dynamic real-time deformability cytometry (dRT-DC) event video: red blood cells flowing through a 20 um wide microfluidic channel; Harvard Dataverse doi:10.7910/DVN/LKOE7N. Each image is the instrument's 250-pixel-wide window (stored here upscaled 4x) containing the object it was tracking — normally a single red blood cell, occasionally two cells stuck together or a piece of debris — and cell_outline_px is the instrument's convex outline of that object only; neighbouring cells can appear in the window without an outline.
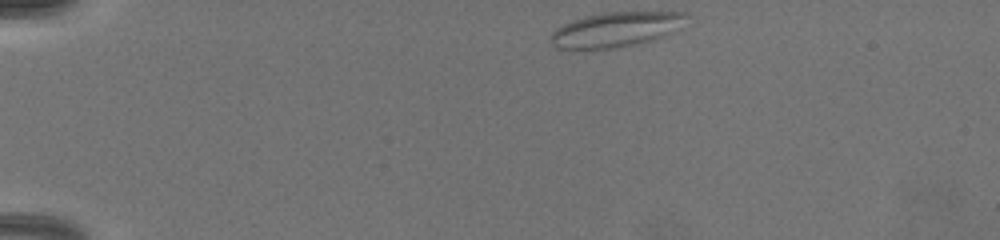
{"species": "common noctule bat (a hibernating species)", "species_latin": "Nyctalus noctula", "temperature_condition": "warm", "stored_images_in_passage": 62, "camera_frame_rate_fps": 3000, "um_per_image_px": 0.085, "animal": {"sex": "female", "body_mass_g": 19.5, "forearm_length_mm": 54.1}, "frame": {"image": 1, "passage_image": 1, "time_ms": 0.0, "image_size_px": [1000, 240], "cell_outline_px": [[684, 16], [656, 36], [648, 40], [608, 48], [556, 48], [548, 40], [548, 36], [556, 28], [572, 20], [584, 16], [604, 12], [684, 12]], "centroid_in_image_um": [52.02, 2.49], "position_along_channel_um": 33.0, "area_um2": 25.61}}
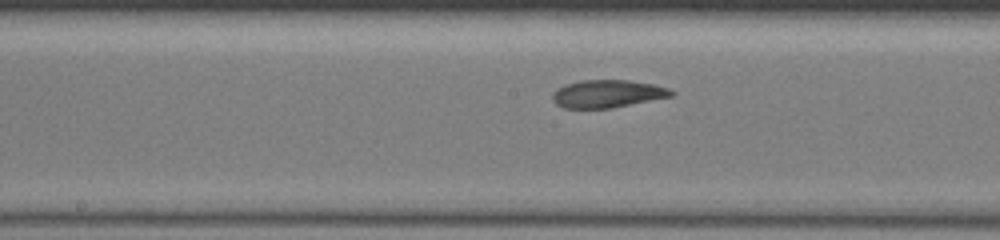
{"frame": {"image": 2, "passage_image": 34, "time_ms": 6.0, "image_size_px": [1000, 240], "cell_outline_px": [[676, 92], [672, 96], [612, 108], [564, 108], [556, 104], [552, 96], [552, 92], [556, 88], [564, 84], [580, 80], [628, 80], [652, 84], [668, 88]], "centroid_in_image_um": [51.6, 7.96], "position_along_channel_um": 196.6, "area_um2": 19.25}}
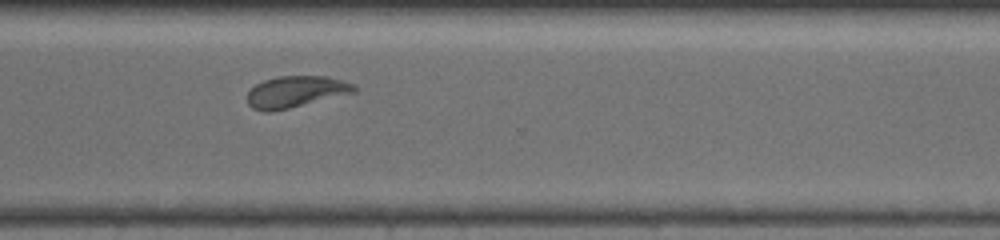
{"frame": {"image": 3, "passage_image": 61, "time_ms": 9.667, "image_size_px": [1000, 240], "cell_outline_px": [[356, 92], [272, 112], [264, 112], [252, 108], [248, 104], [248, 92], [256, 84], [264, 80], [280, 76], [324, 76], [340, 80], [352, 84], [356, 88]], "centroid_in_image_um": [25.1, 7.81], "position_along_channel_um": 345.5, "area_um2": 19.36}}